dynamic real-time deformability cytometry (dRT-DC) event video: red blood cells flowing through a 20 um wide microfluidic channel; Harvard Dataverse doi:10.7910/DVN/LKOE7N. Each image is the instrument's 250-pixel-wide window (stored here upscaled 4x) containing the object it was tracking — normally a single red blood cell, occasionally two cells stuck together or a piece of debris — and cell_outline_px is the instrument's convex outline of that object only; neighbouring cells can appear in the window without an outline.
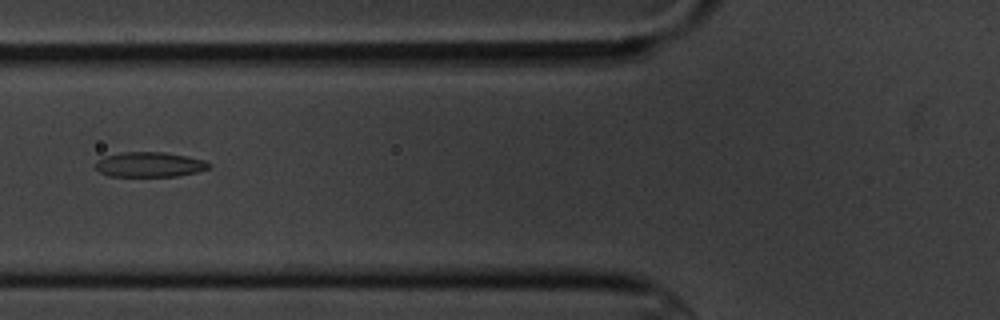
{"species": "common noctule bat (a hibernating species)", "species_latin": "Nyctalus noctula", "temperature_condition": "cold", "stored_images_in_passage": 7, "camera_frame_rate_fps": 3000, "um_per_image_px": 0.085, "animal": {"sex": "male", "body_mass_g": 20.1, "forearm_length_mm": 53.5}, "frame": {"image": 1, "passage_image": 7, "time_ms": 8.0, "image_size_px": [1000, 320], "cell_outline_px": [[212, 164], [208, 168], [196, 172], [176, 176], [108, 176], [100, 172], [96, 168], [96, 160], [104, 156], [120, 152], [164, 152], [188, 156], [204, 160]], "centroid_in_image_um": [12.69, 13.98], "position_along_channel_um": 113.1, "area_um2": 16.53}}